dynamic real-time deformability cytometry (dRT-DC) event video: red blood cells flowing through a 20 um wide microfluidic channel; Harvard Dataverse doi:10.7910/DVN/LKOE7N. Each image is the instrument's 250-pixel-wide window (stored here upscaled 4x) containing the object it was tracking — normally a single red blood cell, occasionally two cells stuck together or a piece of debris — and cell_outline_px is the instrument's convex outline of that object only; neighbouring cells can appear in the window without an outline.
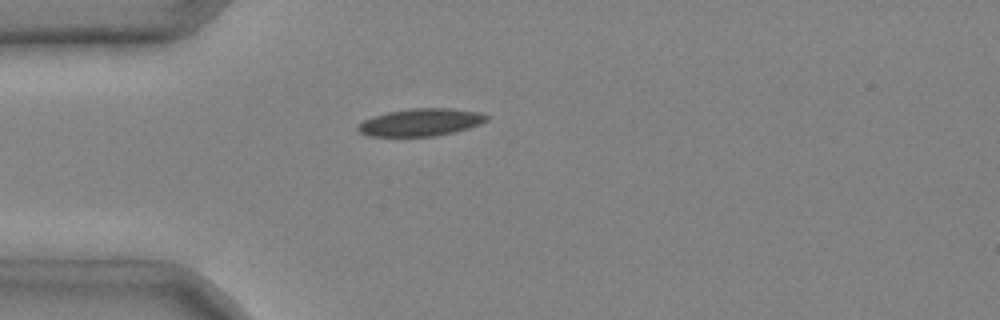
{"species": "common noctule bat (a hibernating species)", "species_latin": "Nyctalus noctula", "temperature_condition": "cold", "stored_images_in_passage": 2, "camera_frame_rate_fps": 3000, "um_per_image_px": 0.085, "animal": {"sex": "male", "body_mass_g": 20.4}, "frame": {"image": 1, "passage_image": 2, "time_ms": 0.333, "image_size_px": [1000, 320], "cell_outline_px": [[488, 120], [480, 124], [468, 128], [436, 136], [368, 136], [360, 132], [356, 128], [356, 124], [364, 120], [388, 112], [412, 108], [448, 108], [480, 112], [488, 116]], "centroid_in_image_um": [35.75, 10.39], "position_along_channel_um": 49.2, "area_um2": 20.46}}